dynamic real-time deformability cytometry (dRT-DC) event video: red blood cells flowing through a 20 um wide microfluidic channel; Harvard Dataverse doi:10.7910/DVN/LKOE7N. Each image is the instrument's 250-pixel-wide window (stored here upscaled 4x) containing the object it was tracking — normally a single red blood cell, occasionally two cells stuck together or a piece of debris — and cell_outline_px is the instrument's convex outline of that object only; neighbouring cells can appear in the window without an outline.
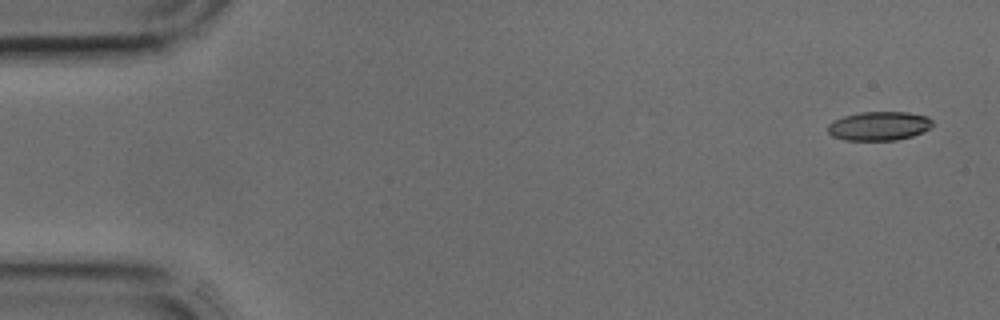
{"species": "common noctule bat (a hibernating species)", "species_latin": "Nyctalus noctula", "temperature_condition": "cold", "stored_images_in_passage": 4, "camera_frame_rate_fps": 3000, "um_per_image_px": 0.085, "animal": {"sex": "male", "body_mass_g": 17.9, "forearm_length_mm": 54.2}, "frame": {"image": 1, "passage_image": 1, "time_ms": 0.0, "image_size_px": [1000, 320], "cell_outline_px": [[932, 124], [928, 128], [912, 136], [896, 140], [844, 140], [832, 136], [828, 132], [828, 124], [844, 116], [860, 112], [908, 112], [928, 116], [932, 120]], "centroid_in_image_um": [74.7, 10.7], "position_along_channel_um": 10.3, "area_um2": 17.51}}
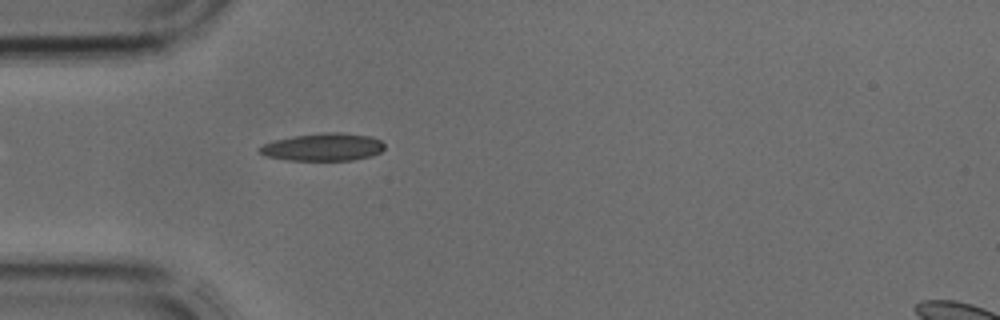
{"frame": {"image": 2, "passage_image": 4, "time_ms": 1.0, "image_size_px": [1000, 320], "cell_outline_px": [[384, 148], [380, 152], [372, 156], [352, 160], [288, 160], [268, 156], [260, 152], [256, 148], [264, 144], [276, 140], [296, 136], [324, 132], [340, 132], [372, 136], [380, 140], [384, 144]], "centroid_in_image_um": [27.51, 12.5], "position_along_channel_um": 57.5, "area_um2": 20.0}}